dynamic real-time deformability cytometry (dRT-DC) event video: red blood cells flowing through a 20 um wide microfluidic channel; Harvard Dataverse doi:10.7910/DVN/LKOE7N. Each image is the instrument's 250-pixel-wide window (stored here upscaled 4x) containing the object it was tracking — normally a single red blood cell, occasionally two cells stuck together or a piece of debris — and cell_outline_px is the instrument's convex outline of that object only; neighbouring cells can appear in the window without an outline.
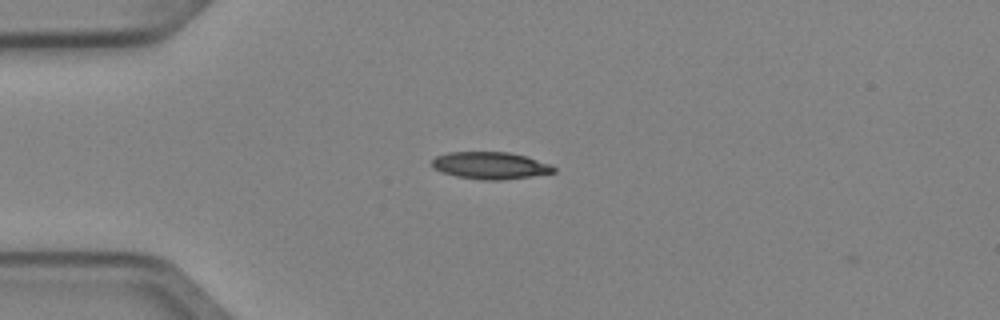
{"species": "Egyptian fruit bat (a non-hibernating species)", "species_latin": "Rousettus aegyptiacus", "temperature_condition": "cold", "stored_images_in_passage": 4, "camera_frame_rate_fps": 3000, "um_per_image_px": 0.085, "animal": {"sex": "female"}, "frame": {"image": 1, "passage_image": 2, "time_ms": 0.333, "image_size_px": [1000, 320], "cell_outline_px": [[556, 172], [532, 176], [500, 180], [484, 180], [456, 176], [440, 172], [432, 168], [432, 160], [436, 156], [448, 152], [508, 152], [524, 156], [552, 164], [556, 168]], "centroid_in_image_um": [41.67, 14.07], "position_along_channel_um": 43.3, "area_um2": 19.31}}
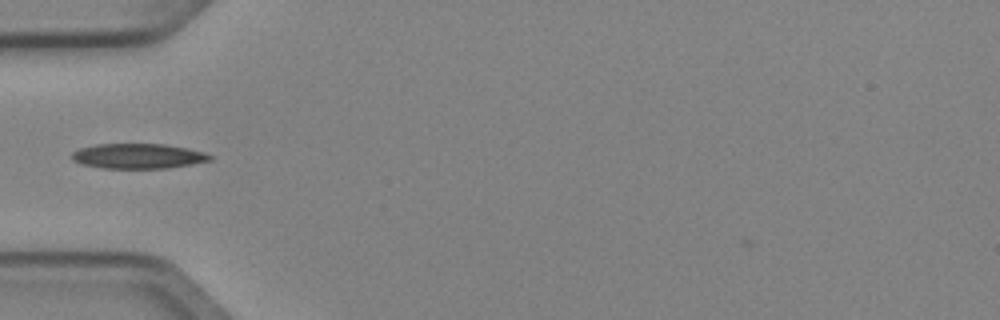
{"frame": {"image": 2, "passage_image": 3, "time_ms": 0.667, "image_size_px": [1000, 320], "cell_outline_px": [[212, 160], [168, 168], [100, 168], [84, 164], [72, 160], [72, 152], [80, 148], [96, 144], [164, 144], [188, 148], [204, 152], [212, 156]], "centroid_in_image_um": [11.74, 13.26], "position_along_channel_um": 73.3, "area_um2": 20.06}}
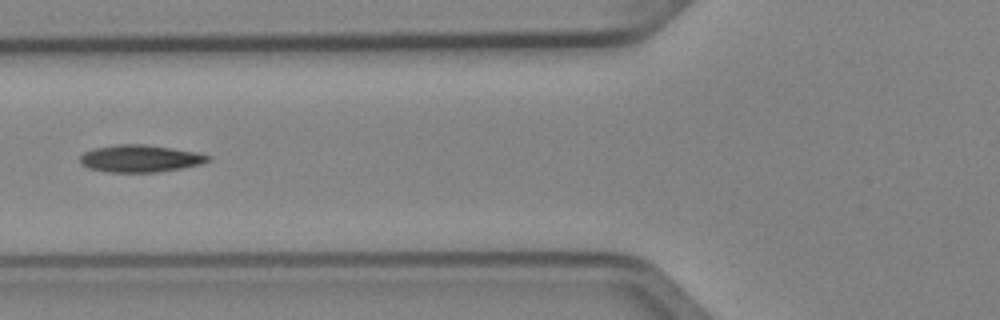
{"frame": {"image": 3, "passage_image": 4, "time_ms": 1.0, "image_size_px": [1000, 320], "cell_outline_px": [[212, 160], [200, 164], [180, 168], [156, 172], [104, 172], [88, 168], [80, 164], [80, 156], [84, 152], [96, 148], [116, 144], [144, 144], [200, 152], [212, 156]], "centroid_in_image_um": [11.93, 13.47], "position_along_channel_um": 113.9, "area_um2": 20.46}}